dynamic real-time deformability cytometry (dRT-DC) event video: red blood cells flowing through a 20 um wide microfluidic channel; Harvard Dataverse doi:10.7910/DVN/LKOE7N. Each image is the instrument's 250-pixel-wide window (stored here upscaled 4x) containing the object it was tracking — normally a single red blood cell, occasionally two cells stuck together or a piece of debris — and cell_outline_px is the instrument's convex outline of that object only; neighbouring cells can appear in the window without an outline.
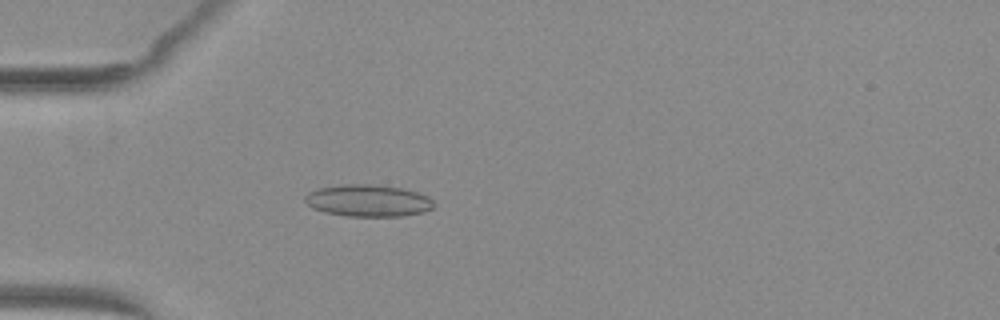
{"species": "common noctule bat (a hibernating species)", "species_latin": "Nyctalus noctula", "temperature_condition": "warm", "stored_images_in_passage": 51, "camera_frame_rate_fps": 3000, "um_per_image_px": 0.085, "animal": {"sex": "female", "body_mass_g": 29.2, "forearm_length_mm": 56.3}, "frame": {"image": 1, "passage_image": 16, "time_ms": 5.0, "image_size_px": [1000, 320], "cell_outline_px": [[436, 204], [432, 208], [424, 212], [404, 216], [348, 216], [324, 212], [312, 208], [304, 200], [304, 196], [308, 192], [316, 188], [340, 184], [368, 184], [400, 188], [416, 192], [428, 196]], "centroid_in_image_um": [31.26, 17.05], "position_along_channel_um": 53.7, "area_um2": 24.1}}
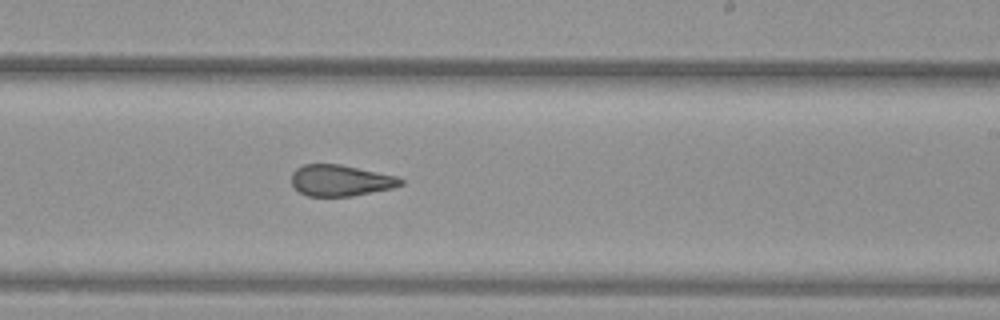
{"frame": {"image": 2, "passage_image": 32, "time_ms": 10.333, "image_size_px": [1000, 320], "cell_outline_px": [[404, 184], [392, 188], [352, 196], [308, 196], [300, 192], [292, 184], [292, 172], [296, 168], [304, 164], [340, 164], [396, 176], [404, 180]], "centroid_in_image_um": [28.94, 15.34], "position_along_channel_um": 260.1, "area_um2": 19.77}}
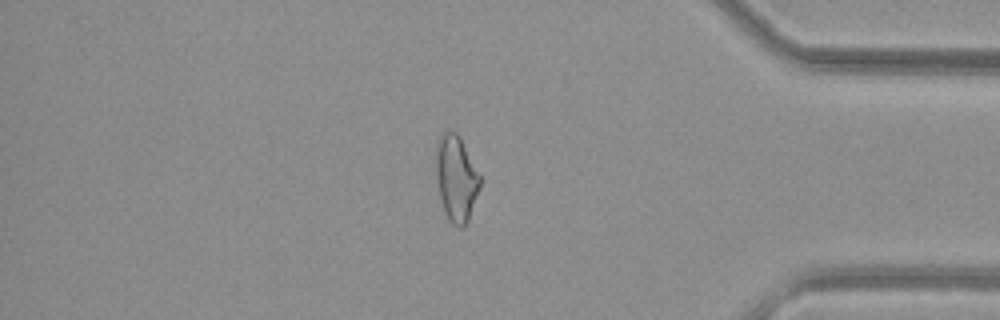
{"frame": {"image": 3, "passage_image": 44, "time_ms": 14.333, "image_size_px": [1000, 320], "cell_outline_px": [[480, 188], [468, 220], [460, 228], [452, 224], [448, 220], [444, 212], [440, 200], [436, 176], [436, 152], [440, 136], [444, 132], [456, 132], [460, 136], [480, 176]], "centroid_in_image_um": [38.77, 15.19], "position_along_channel_um": 396.4, "area_um2": 21.85}, "authors_computed_cell_mechanics": {"area_um2": 22.7732, "velocity_mm_per_s": 4.0817, "shape_relaxation_time_tau1_ms": null, "shape_relaxation_time_tau2_ms": 1.9881, "deformation_change_tau1": null, "deformation_change_tau2": 0.1044}}